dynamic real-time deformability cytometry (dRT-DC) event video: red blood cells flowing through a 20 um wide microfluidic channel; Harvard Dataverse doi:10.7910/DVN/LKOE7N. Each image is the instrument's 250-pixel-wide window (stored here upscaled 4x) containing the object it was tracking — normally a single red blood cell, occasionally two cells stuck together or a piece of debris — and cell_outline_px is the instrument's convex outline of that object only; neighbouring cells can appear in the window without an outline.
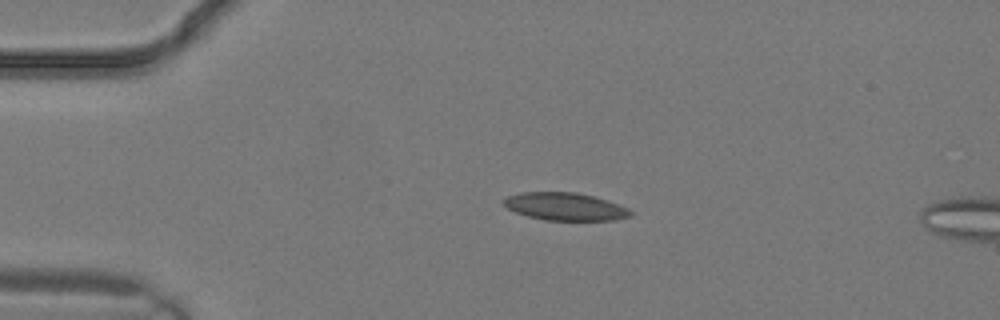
{"species": "common noctule bat (a hibernating species)", "species_latin": "Nyctalus noctula", "temperature_condition": "warm", "stored_images_in_passage": 2, "camera_frame_rate_fps": 3000, "um_per_image_px": 0.085, "animal": {"sex": "male", "body_mass_g": 19.2, "forearm_length_mm": 51.8}, "frame": {"image": 1, "passage_image": 1, "time_ms": 0.0, "image_size_px": [1000, 320], "cell_outline_px": [[632, 216], [616, 220], [544, 220], [528, 216], [516, 212], [508, 208], [500, 200], [508, 196], [520, 192], [576, 192], [608, 200], [628, 208], [632, 212]], "centroid_in_image_um": [48.04, 17.55], "position_along_channel_um": 37.0, "area_um2": 20.52}}